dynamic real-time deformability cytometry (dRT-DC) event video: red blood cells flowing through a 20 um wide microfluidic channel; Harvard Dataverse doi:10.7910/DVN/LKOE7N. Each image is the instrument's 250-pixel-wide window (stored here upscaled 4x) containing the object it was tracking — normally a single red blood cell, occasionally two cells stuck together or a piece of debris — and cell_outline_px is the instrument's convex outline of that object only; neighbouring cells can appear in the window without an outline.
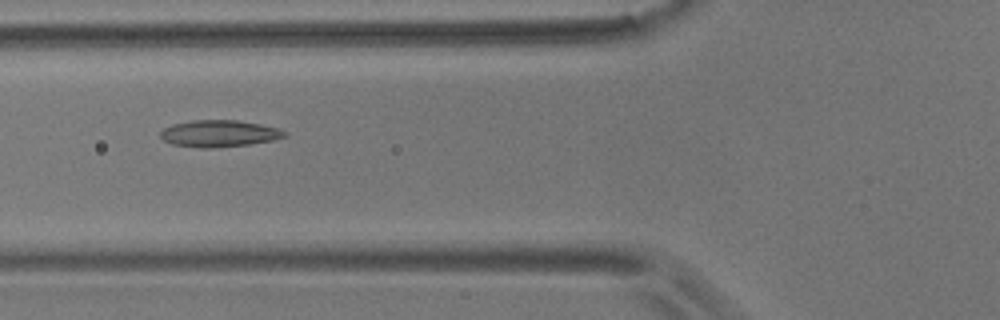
{"species": "common noctule bat (a hibernating species)", "species_latin": "Nyctalus noctula", "temperature_condition": "room temperature", "stored_images_in_passage": 24, "camera_frame_rate_fps": 3000, "um_per_image_px": 0.085, "animal": {"sex": "male", "body_mass_g": 17.9}, "frame": {"image": 1, "passage_image": 4, "time_ms": 1.0, "image_size_px": [1000, 320], "cell_outline_px": [[288, 136], [272, 140], [248, 144], [208, 148], [204, 148], [172, 144], [164, 140], [160, 136], [160, 132], [164, 128], [172, 124], [192, 120], [236, 120], [260, 124], [276, 128], [284, 132]], "centroid_in_image_um": [18.59, 11.34], "position_along_channel_um": 107.2, "area_um2": 19.07}}
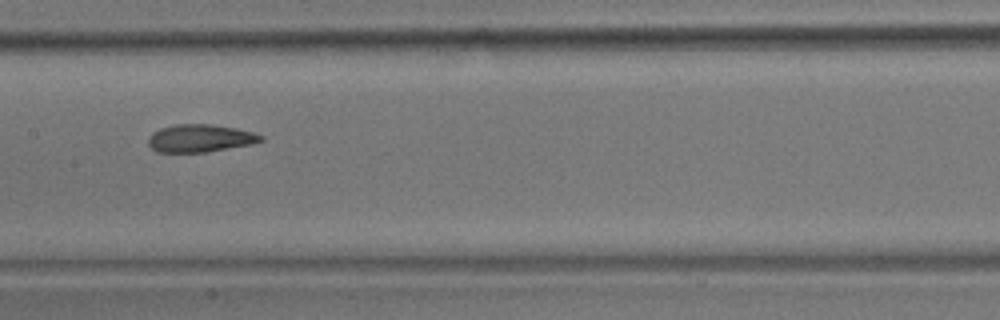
{"frame": {"image": 2, "passage_image": 11, "time_ms": 3.333, "image_size_px": [1000, 320], "cell_outline_px": [[264, 140], [252, 144], [204, 152], [156, 152], [148, 144], [148, 136], [152, 132], [160, 128], [176, 124], [212, 124], [236, 128], [252, 132], [264, 136]], "centroid_in_image_um": [16.99, 11.74], "position_along_channel_um": 190.4, "area_um2": 18.21}}
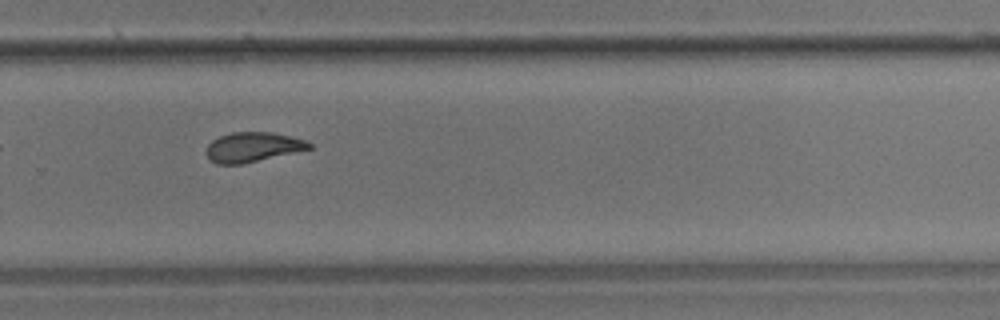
{"frame": {"image": 3, "passage_image": 21, "time_ms": 6.667, "image_size_px": [1000, 320], "cell_outline_px": [[312, 148], [244, 164], [216, 164], [208, 160], [208, 144], [212, 140], [220, 136], [232, 132], [272, 132], [304, 140], [312, 144]], "centroid_in_image_um": [21.46, 12.51], "position_along_channel_um": 308.3, "area_um2": 17.69}}